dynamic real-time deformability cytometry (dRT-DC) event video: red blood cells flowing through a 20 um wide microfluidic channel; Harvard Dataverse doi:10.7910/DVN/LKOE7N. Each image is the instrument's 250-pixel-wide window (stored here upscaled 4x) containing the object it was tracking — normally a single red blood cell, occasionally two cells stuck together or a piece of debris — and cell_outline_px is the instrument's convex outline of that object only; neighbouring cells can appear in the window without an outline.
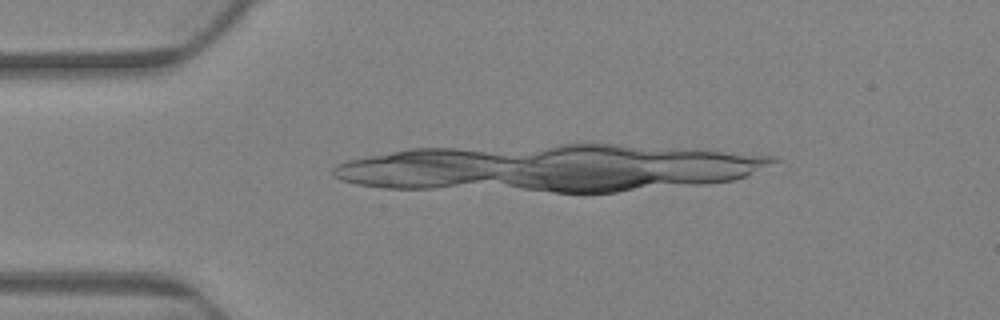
{"species": "Egyptian fruit bat (a non-hibernating species)", "species_latin": "Rousettus aegyptiacus", "temperature_condition": "warm", "stored_images_in_passage": 2, "camera_frame_rate_fps": 3000, "um_per_image_px": 0.085, "animal": {"sex": "female"}, "frame": {"image": 1, "passage_image": 1, "time_ms": 0.0, "image_size_px": [1000, 320], "cell_outline_px": [[276, 284], [268, 284], [212, 248], [200, 232], [196, 224], [220, 228], [236, 236], [264, 264], [272, 276]], "centroid_in_image_um": [20.04, 21.39], "position_along_channel_um": 65.0, "area_um2": 11.16}}